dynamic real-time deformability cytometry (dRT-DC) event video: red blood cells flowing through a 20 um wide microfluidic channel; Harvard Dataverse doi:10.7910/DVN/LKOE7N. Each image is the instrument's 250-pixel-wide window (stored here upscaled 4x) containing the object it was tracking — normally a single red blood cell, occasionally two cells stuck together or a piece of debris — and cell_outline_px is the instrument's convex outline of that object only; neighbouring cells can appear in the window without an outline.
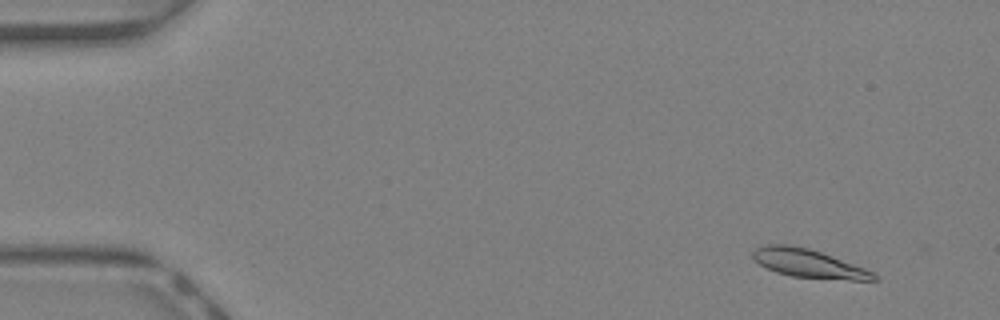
{"species": "Egyptian fruit bat (a non-hibernating species)", "species_latin": "Rousettus aegyptiacus", "temperature_condition": "warm", "stored_images_in_passage": 46, "camera_frame_rate_fps": 3000, "um_per_image_px": 0.085, "animal": {"sex": "female"}, "frame": {"image": 1, "passage_image": 4, "time_ms": 1.0, "image_size_px": [1000, 320], "cell_outline_px": [[880, 280], [852, 280], [792, 276], [776, 272], [752, 260], [752, 252], [756, 248], [768, 244], [788, 244], [808, 248], [832, 256], [864, 268], [880, 276]], "centroid_in_image_um": [68.72, 22.39], "position_along_channel_um": 16.3, "area_um2": 19.88}}
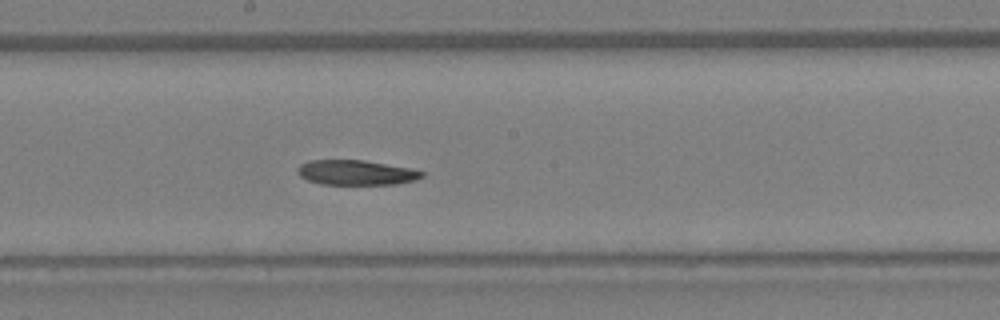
{"frame": {"image": 2, "passage_image": 25, "time_ms": 8.0, "image_size_px": [1000, 320], "cell_outline_px": [[424, 176], [416, 180], [396, 184], [320, 184], [308, 180], [300, 176], [296, 172], [296, 168], [300, 164], [308, 160], [364, 160], [412, 168], [424, 172]], "centroid_in_image_um": [30.26, 14.66], "position_along_channel_um": 217.9, "area_um2": 18.21}}
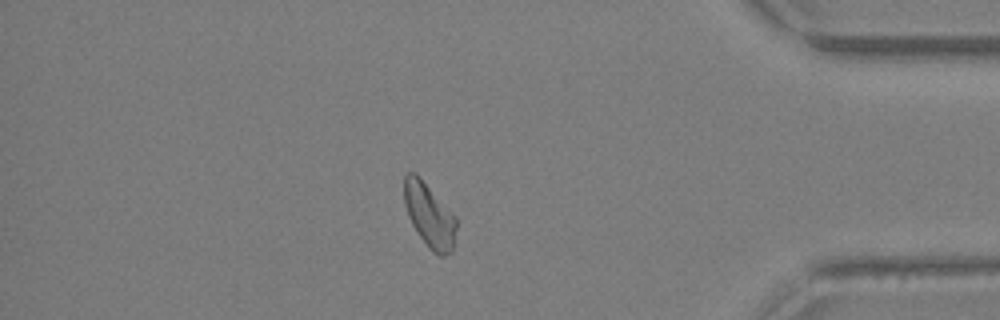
{"frame": {"image": 3, "passage_image": 39, "time_ms": 12.667, "image_size_px": [1000, 320], "cell_outline_px": [[456, 228], [452, 252], [444, 256], [440, 256], [420, 236], [412, 224], [408, 216], [404, 204], [404, 176], [408, 172], [416, 172], [420, 176], [456, 216]], "centroid_in_image_um": [36.49, 18.24], "position_along_channel_um": 398.7, "area_um2": 19.31}}